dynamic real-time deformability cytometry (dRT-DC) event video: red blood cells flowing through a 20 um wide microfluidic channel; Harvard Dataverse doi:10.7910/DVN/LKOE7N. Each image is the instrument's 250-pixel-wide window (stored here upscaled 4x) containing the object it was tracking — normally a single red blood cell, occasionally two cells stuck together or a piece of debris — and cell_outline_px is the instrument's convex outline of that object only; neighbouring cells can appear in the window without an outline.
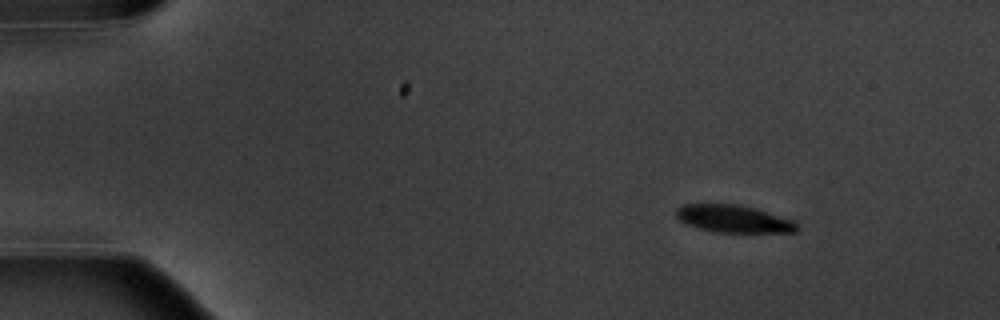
{"species": "common noctule bat (a hibernating species)", "species_latin": "Nyctalus noctula", "temperature_condition": "warm", "stored_images_in_passage": 4, "camera_frame_rate_fps": 3000, "um_per_image_px": 0.085, "animal": {"sex": "male", "body_mass_g": 20.1, "forearm_length_mm": 53.5}, "frame": {"image": 1, "passage_image": 2, "time_ms": 1.0, "image_size_px": [1000, 320], "cell_outline_px": [[796, 232], [716, 232], [700, 228], [688, 224], [680, 220], [676, 216], [676, 208], [680, 204], [740, 204], [756, 208], [796, 220]], "centroid_in_image_um": [62.37, 18.58], "position_along_channel_um": 22.6, "area_um2": 19.36}}
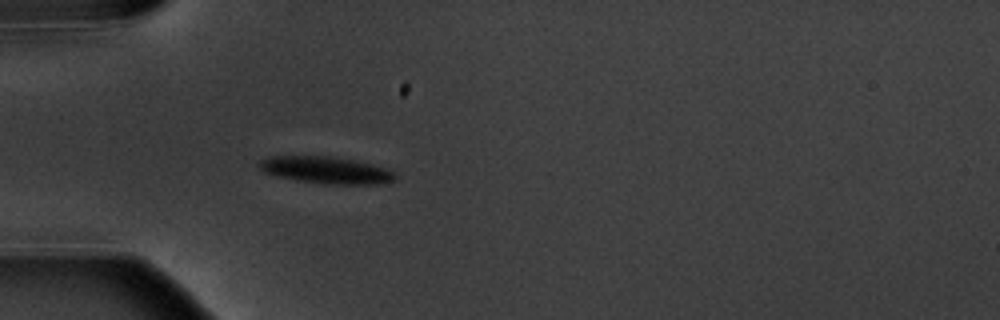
{"frame": {"image": 2, "passage_image": 4, "time_ms": 4.333, "image_size_px": [1000, 320], "cell_outline_px": [[396, 180], [380, 184], [324, 184], [296, 180], [276, 176], [264, 172], [256, 164], [260, 160], [268, 156], [328, 156], [352, 160], [372, 164], [396, 172]], "centroid_in_image_um": [27.7, 14.46], "position_along_channel_um": 57.3, "area_um2": 21.44}}